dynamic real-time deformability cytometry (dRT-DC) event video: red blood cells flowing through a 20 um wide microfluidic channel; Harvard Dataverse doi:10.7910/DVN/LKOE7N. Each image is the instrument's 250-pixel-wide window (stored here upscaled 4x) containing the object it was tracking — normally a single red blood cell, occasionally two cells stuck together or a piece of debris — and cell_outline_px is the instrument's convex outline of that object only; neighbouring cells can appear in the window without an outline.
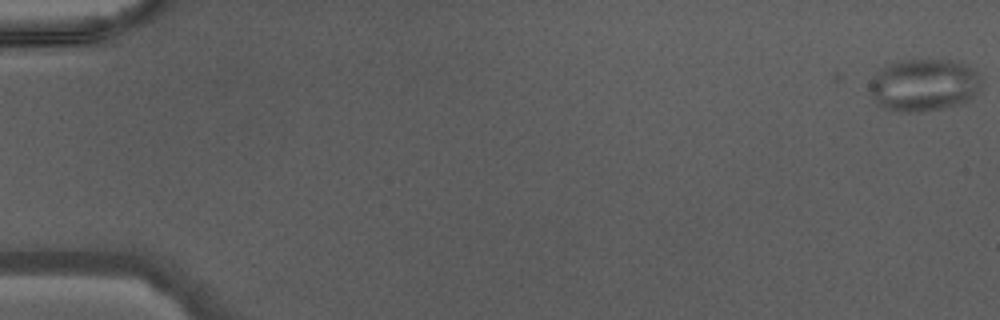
{"species": "Egyptian fruit bat (a non-hibernating species)", "species_latin": "Rousettus aegyptiacus", "temperature_condition": "warm", "stored_images_in_passage": 47, "camera_frame_rate_fps": 3000, "um_per_image_px": 0.085, "animal": {"sex": "male"}, "frame": {"image": 1, "passage_image": 1, "time_ms": 0.0, "image_size_px": [1000, 320], "cell_outline_px": [[980, 88], [964, 104], [920, 112], [892, 112], [876, 104], [868, 92], [868, 84], [888, 64], [900, 60], [964, 60], [980, 76]], "centroid_in_image_um": [78.53, 7.24], "position_along_channel_um": 6.5, "area_um2": 34.56}}
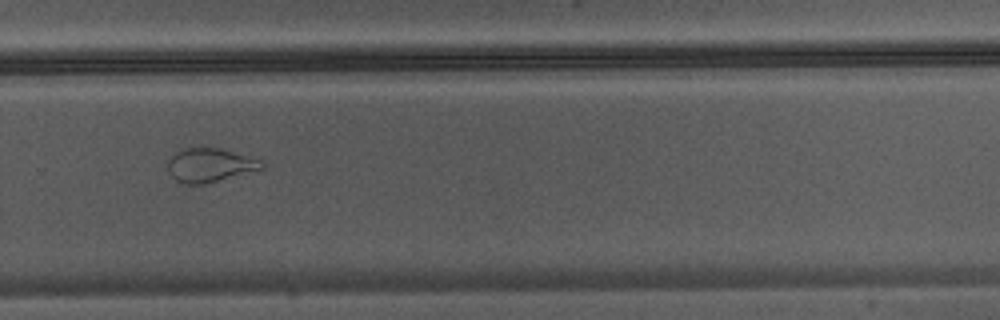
{"frame": {"image": 2, "passage_image": 33, "time_ms": 10.667, "image_size_px": [1000, 320], "cell_outline_px": [[264, 168], [204, 184], [184, 184], [176, 180], [168, 172], [168, 156], [184, 148], [220, 148], [264, 160]], "centroid_in_image_um": [17.83, 14.03], "position_along_channel_um": 312.0, "area_um2": 18.55}}
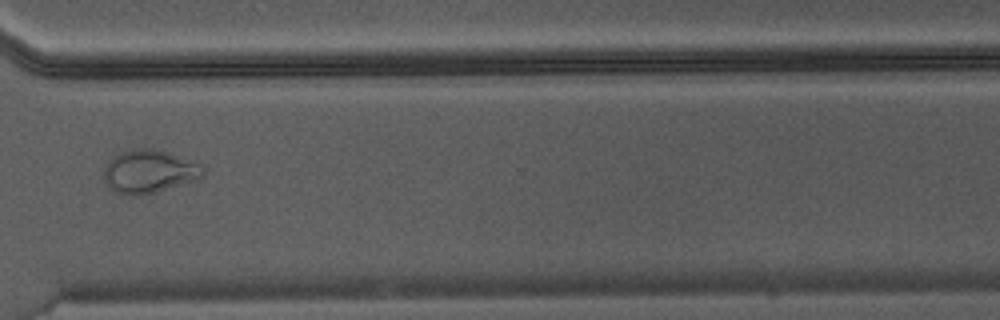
{"frame": {"image": 3, "passage_image": 36, "time_ms": 11.667, "image_size_px": [1000, 320], "cell_outline_px": [[204, 176], [200, 180], [140, 196], [128, 196], [116, 192], [104, 180], [104, 168], [108, 160], [112, 156], [120, 152], [132, 148], [152, 148], [168, 152], [200, 164], [204, 168]], "centroid_in_image_um": [12.69, 14.58], "position_along_channel_um": 357.9, "area_um2": 25.32}}